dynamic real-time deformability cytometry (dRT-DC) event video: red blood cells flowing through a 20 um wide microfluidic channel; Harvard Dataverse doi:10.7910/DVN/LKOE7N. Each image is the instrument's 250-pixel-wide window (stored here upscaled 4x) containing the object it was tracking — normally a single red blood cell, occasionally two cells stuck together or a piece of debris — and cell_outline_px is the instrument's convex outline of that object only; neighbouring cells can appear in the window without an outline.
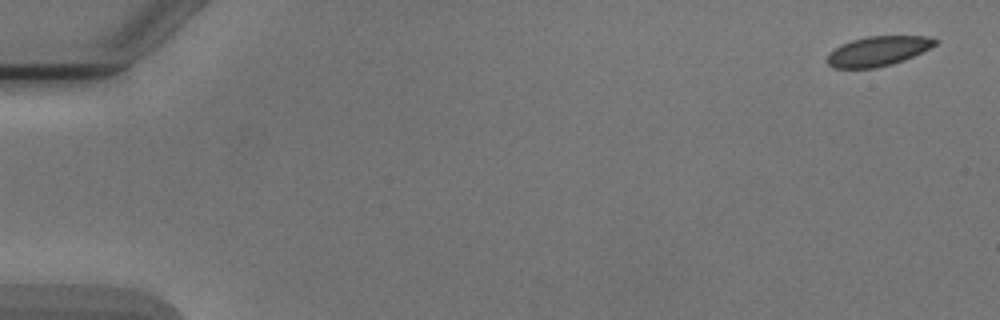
{"species": "Egyptian fruit bat (a non-hibernating species)", "species_latin": "Rousettus aegyptiacus", "temperature_condition": "cold", "stored_images_in_passage": 5, "camera_frame_rate_fps": 3000, "um_per_image_px": 0.085, "animal": {"sex": "male"}, "frame": {"image": 1, "passage_image": 1, "time_ms": 0.0, "image_size_px": [1000, 320], "cell_outline_px": [[940, 40], [936, 44], [904, 60], [892, 64], [876, 68], [832, 68], [828, 64], [828, 56], [836, 48], [852, 40], [868, 36], [924, 36]], "centroid_in_image_um": [74.64, 4.35], "position_along_channel_um": 10.4, "area_um2": 18.32}}